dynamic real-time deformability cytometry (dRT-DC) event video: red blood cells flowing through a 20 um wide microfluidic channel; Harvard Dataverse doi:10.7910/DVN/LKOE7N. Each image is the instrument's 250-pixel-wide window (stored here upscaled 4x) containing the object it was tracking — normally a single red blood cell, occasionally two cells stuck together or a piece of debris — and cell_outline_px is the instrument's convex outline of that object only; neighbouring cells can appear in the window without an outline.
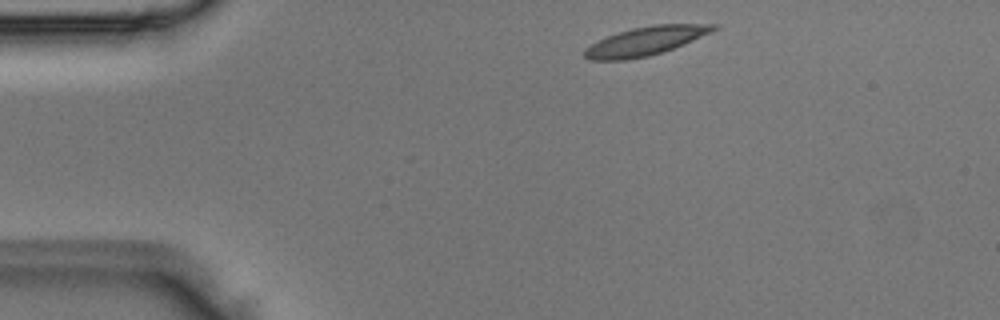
{"species": "Egyptian fruit bat (a non-hibernating species)", "species_latin": "Rousettus aegyptiacus", "temperature_condition": "room temperature", "stored_images_in_passage": 5, "camera_frame_rate_fps": 3000, "um_per_image_px": 0.085, "animal": {"sex": "male"}, "frame": {"image": 1, "passage_image": 1, "time_ms": 0.0, "image_size_px": [1000, 320], "cell_outline_px": [[720, 28], [684, 44], [648, 56], [628, 60], [588, 60], [584, 56], [584, 48], [608, 36], [632, 28], [652, 24], [720, 24]], "centroid_in_image_um": [54.89, 3.48], "position_along_channel_um": 30.1, "area_um2": 21.39}}
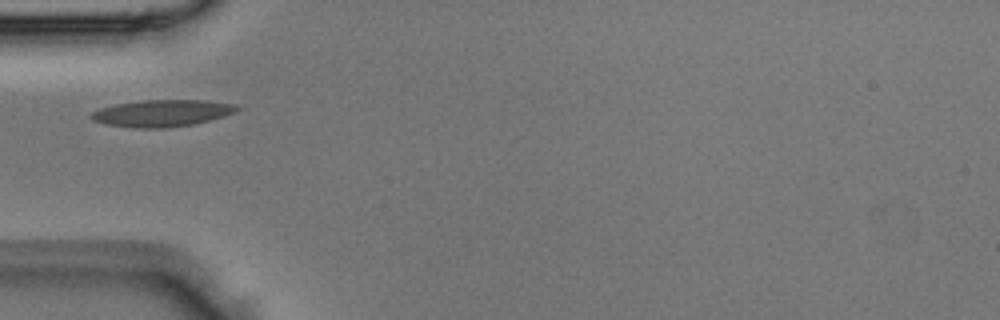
{"frame": {"image": 2, "passage_image": 3, "time_ms": 0.667, "image_size_px": [1000, 320], "cell_outline_px": [[240, 108], [236, 112], [224, 116], [192, 124], [168, 128], [136, 128], [108, 124], [92, 120], [88, 116], [92, 112], [100, 108], [116, 104], [140, 100], [204, 100], [236, 104]], "centroid_in_image_um": [13.77, 9.61], "position_along_channel_um": 71.2, "area_um2": 22.77}}
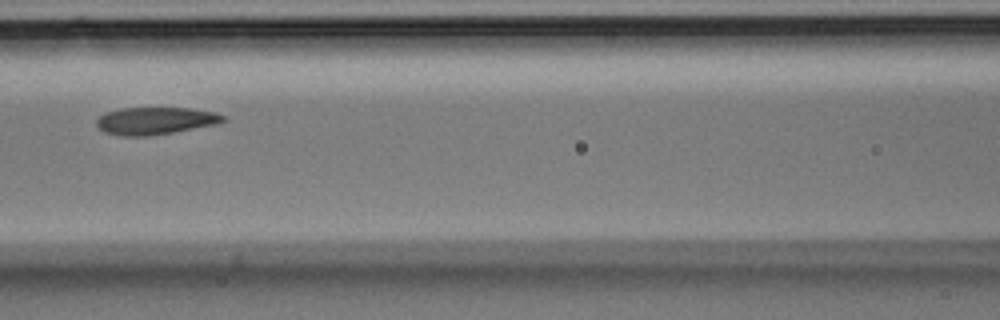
{"frame": {"image": 3, "passage_image": 5, "time_ms": 1.333, "image_size_px": [1000, 320], "cell_outline_px": [[224, 120], [216, 124], [172, 132], [148, 136], [124, 136], [104, 132], [96, 124], [96, 120], [100, 116], [108, 112], [120, 108], [188, 108], [216, 112], [224, 116]], "centroid_in_image_um": [13.18, 10.26], "position_along_channel_um": 153.4, "area_um2": 19.88}}